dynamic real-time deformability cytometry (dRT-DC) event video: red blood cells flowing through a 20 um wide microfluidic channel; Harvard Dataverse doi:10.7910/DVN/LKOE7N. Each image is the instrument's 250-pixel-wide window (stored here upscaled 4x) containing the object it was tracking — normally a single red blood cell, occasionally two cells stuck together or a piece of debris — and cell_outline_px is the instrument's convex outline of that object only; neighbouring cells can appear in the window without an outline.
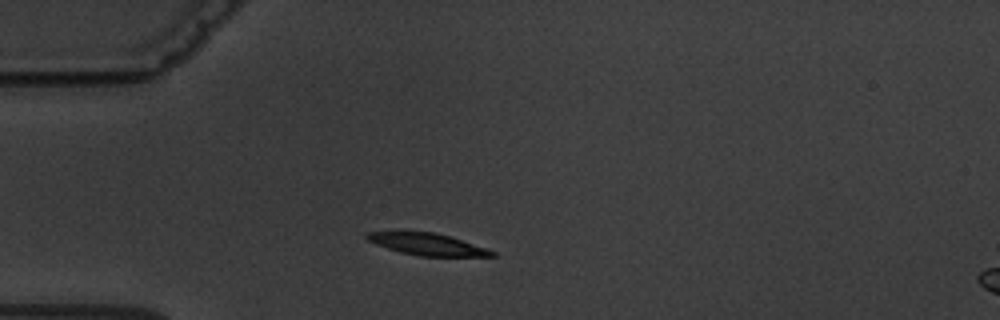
{"species": "common noctule bat (a hibernating species)", "species_latin": "Nyctalus noctula", "temperature_condition": "warm", "stored_images_in_passage": 12, "camera_frame_rate_fps": 3000, "um_per_image_px": 0.085, "animal": {"sex": "male", "body_mass_g": 19.5, "forearm_length_mm": 54.6}, "frame": {"image": 1, "passage_image": 1, "time_ms": 0.0, "image_size_px": [1000, 320], "cell_outline_px": [[496, 256], [420, 256], [400, 252], [376, 244], [368, 240], [364, 236], [368, 232], [432, 232], [448, 236], [496, 252]], "centroid_in_image_um": [36.29, 20.77], "position_along_channel_um": 48.7, "area_um2": 15.43}}
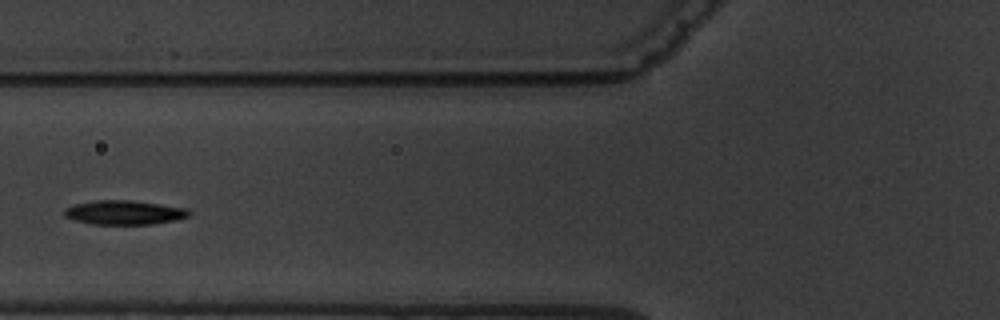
{"frame": {"image": 2, "passage_image": 3, "time_ms": 2.333, "image_size_px": [1000, 320], "cell_outline_px": [[192, 216], [176, 220], [152, 224], [92, 224], [76, 220], [64, 216], [64, 208], [76, 204], [96, 200], [132, 200], [188, 208], [192, 212]], "centroid_in_image_um": [10.62, 18.06], "position_along_channel_um": 115.2, "area_um2": 17.69}}
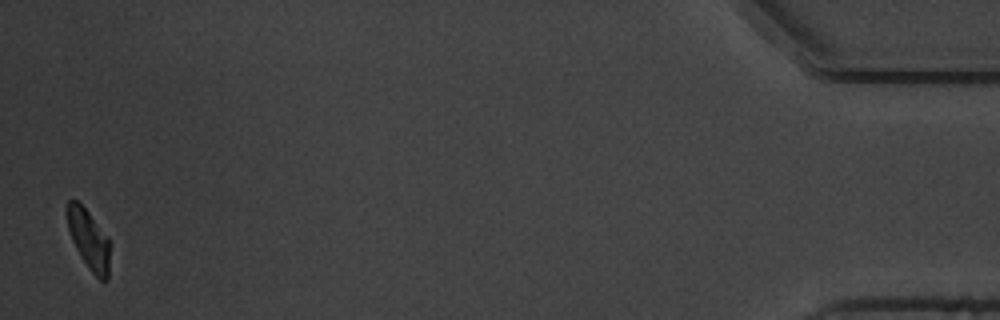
{"frame": {"image": 3, "passage_image": 12, "time_ms": 13.667, "image_size_px": [1000, 320], "cell_outline_px": [[108, 280], [100, 280], [92, 272], [80, 256], [72, 240], [68, 228], [68, 200], [76, 200], [88, 212], [108, 236]], "centroid_in_image_um": [7.55, 20.36], "position_along_channel_um": 427.7, "area_um2": 14.33}, "authors_computed_cell_mechanics": {"area_um2": 16.9643, "velocity_mm_per_s": 3.5239, "shape_relaxation_time_tau1_ms": 3.8412, "shape_relaxation_time_tau2_ms": null, "deformation_change_tau1": 0.1346, "deformation_change_tau2": null}}